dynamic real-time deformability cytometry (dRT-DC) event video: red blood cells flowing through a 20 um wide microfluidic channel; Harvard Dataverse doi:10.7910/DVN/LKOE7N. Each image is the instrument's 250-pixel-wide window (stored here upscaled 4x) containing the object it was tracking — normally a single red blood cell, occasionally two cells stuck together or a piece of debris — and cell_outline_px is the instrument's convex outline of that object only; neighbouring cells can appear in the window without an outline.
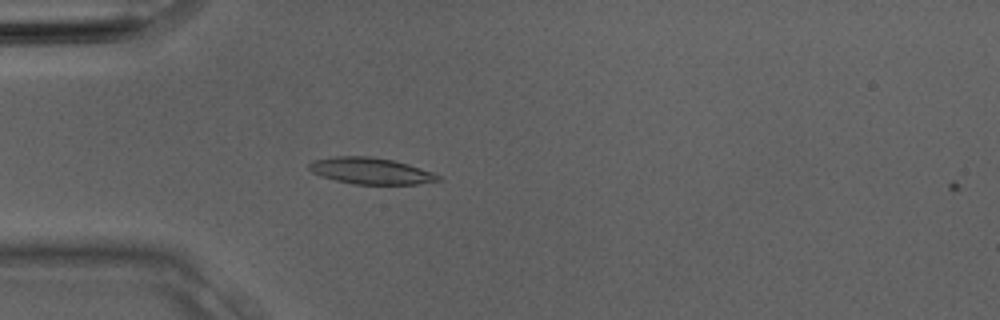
{"species": "Egyptian fruit bat (a non-hibernating species)", "species_latin": "Rousettus aegyptiacus", "temperature_condition": "room temperature", "stored_images_in_passage": 2, "camera_frame_rate_fps": 3000, "um_per_image_px": 0.085, "animal": {"sex": "male"}, "frame": {"image": 1, "passage_image": 2, "time_ms": 0.333, "image_size_px": [1000, 320], "cell_outline_px": [[444, 180], [416, 184], [356, 184], [336, 180], [320, 176], [312, 172], [308, 168], [308, 164], [312, 160], [336, 156], [368, 156], [392, 160], [408, 164], [432, 172], [440, 176]], "centroid_in_image_um": [31.5, 14.52], "position_along_channel_um": 53.5, "area_um2": 19.83}}